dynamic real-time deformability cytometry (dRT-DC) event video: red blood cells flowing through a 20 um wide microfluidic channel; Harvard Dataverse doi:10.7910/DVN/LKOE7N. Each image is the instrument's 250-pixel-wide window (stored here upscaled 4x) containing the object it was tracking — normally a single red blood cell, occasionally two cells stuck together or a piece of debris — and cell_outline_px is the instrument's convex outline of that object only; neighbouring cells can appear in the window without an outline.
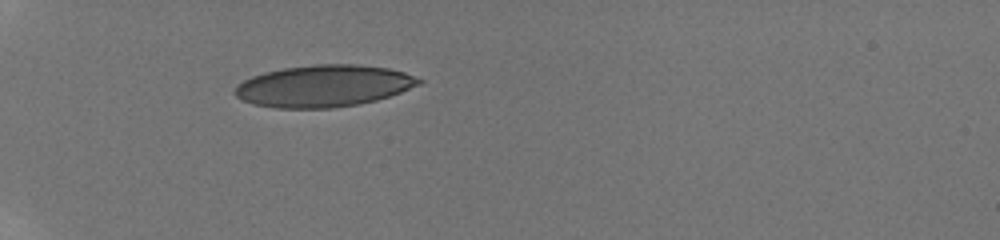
{"species": "human", "species_latin": "Homo sapiens", "temperature_condition": "room temperature", "stored_images_in_passage": 5, "camera_frame_rate_fps": 3000, "um_per_image_px": 0.085, "donor": {"sex": "male"}, "frame": {"image": 1, "passage_image": 1, "time_ms": 0.0, "image_size_px": [1000, 240], "cell_outline_px": [[424, 80], [420, 84], [400, 92], [376, 100], [356, 104], [332, 108], [276, 108], [252, 104], [236, 96], [236, 88], [244, 80], [252, 76], [264, 72], [284, 68], [316, 64], [356, 64], [388, 68], [404, 72]], "centroid_in_image_um": [27.52, 7.3], "position_along_channel_um": 57.5, "area_um2": 44.51}}
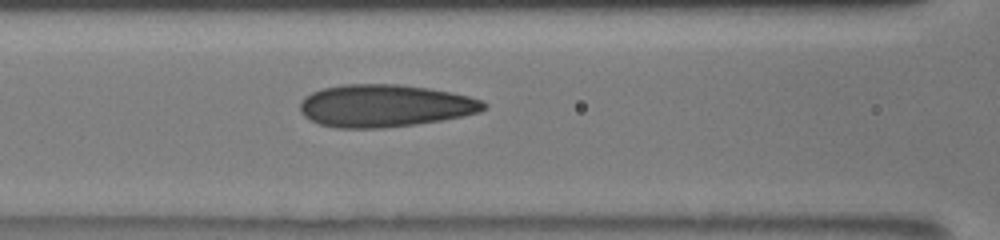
{"frame": {"image": 2, "passage_image": 5, "time_ms": 2.667, "image_size_px": [1000, 240], "cell_outline_px": [[488, 108], [480, 112], [464, 116], [416, 124], [384, 128], [336, 128], [320, 124], [304, 116], [300, 112], [300, 100], [304, 96], [312, 92], [324, 88], [344, 84], [400, 84], [428, 88], [468, 96], [480, 100], [488, 104]], "centroid_in_image_um": [32.7, 8.99], "position_along_channel_um": 133.9, "area_um2": 45.55}}